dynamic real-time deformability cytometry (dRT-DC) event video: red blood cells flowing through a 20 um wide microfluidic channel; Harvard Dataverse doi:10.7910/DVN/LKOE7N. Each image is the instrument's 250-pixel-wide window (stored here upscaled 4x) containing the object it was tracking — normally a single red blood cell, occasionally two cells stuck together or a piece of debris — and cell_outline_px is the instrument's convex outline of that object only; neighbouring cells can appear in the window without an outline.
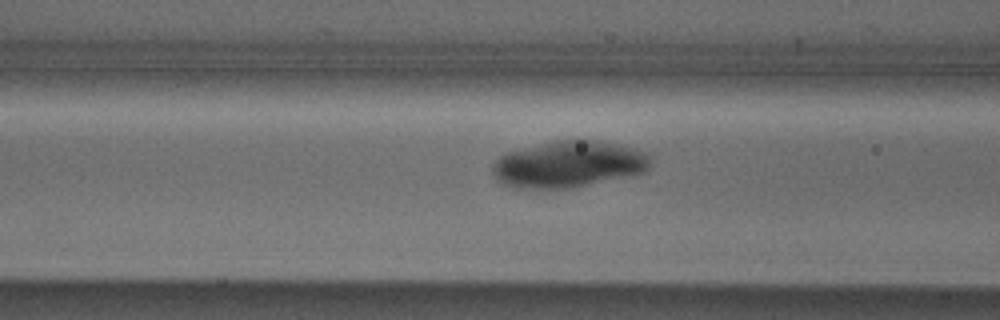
{"species": "Egyptian fruit bat (a non-hibernating species)", "species_latin": "Rousettus aegyptiacus", "temperature_condition": "cold", "stored_images_in_passage": 12, "camera_frame_rate_fps": 3000, "um_per_image_px": 0.085, "animal": {"sex": "male"}, "frame": {"image": 1, "passage_image": 10, "time_ms": 3.0, "image_size_px": [1000, 320], "cell_outline_px": [[648, 168], [644, 172], [568, 188], [516, 188], [504, 184], [496, 180], [492, 172], [492, 164], [500, 156], [508, 152], [556, 140], [600, 140], [632, 148], [644, 152], [648, 156]], "centroid_in_image_um": [48.26, 13.95], "position_along_channel_um": 118.3, "area_um2": 42.08}}